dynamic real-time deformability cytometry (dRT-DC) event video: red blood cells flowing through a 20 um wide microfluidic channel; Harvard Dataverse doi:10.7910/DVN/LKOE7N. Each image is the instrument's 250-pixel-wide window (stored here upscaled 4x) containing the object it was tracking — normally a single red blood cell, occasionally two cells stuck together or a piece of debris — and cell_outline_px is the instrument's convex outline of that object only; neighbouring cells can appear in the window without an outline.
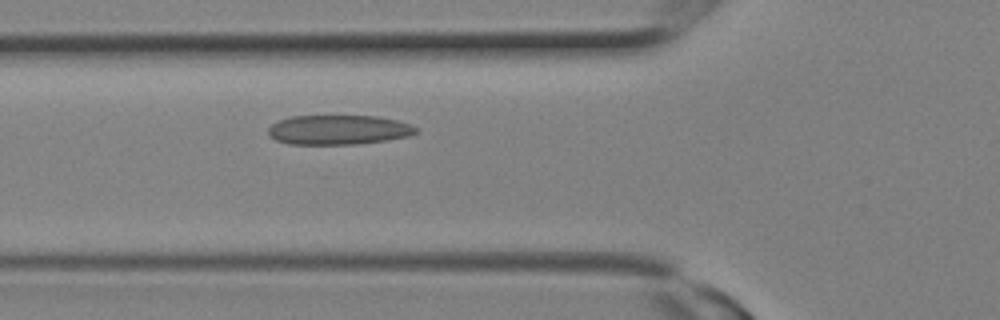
{"species": "Egyptian fruit bat (a non-hibernating species)", "species_latin": "Rousettus aegyptiacus", "temperature_condition": "room temperature", "stored_images_in_passage": 7, "camera_frame_rate_fps": 3000, "um_per_image_px": 0.085, "animal": {"sex": "female"}, "frame": {"image": 1, "passage_image": 7, "time_ms": 2.0, "image_size_px": [1000, 320], "cell_outline_px": [[420, 132], [408, 136], [384, 140], [356, 144], [288, 144], [276, 140], [268, 136], [268, 128], [272, 124], [280, 120], [292, 116], [376, 116], [396, 120], [408, 124], [416, 128]], "centroid_in_image_um": [28.74, 11.04], "position_along_channel_um": 97.1, "area_um2": 25.32}}